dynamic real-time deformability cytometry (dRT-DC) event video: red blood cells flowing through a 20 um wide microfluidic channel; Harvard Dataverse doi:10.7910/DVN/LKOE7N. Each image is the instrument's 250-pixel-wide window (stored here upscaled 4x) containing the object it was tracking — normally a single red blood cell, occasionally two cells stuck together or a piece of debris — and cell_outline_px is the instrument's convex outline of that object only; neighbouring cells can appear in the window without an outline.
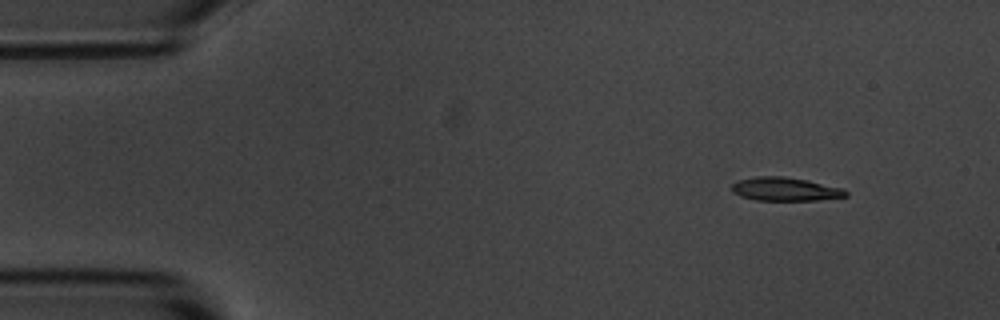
{"species": "common noctule bat (a hibernating species)", "species_latin": "Nyctalus noctula", "temperature_condition": "room temperature", "stored_images_in_passage": 5, "segment_of_instrument_passage": [1, 2], "camera_frame_rate_fps": 3000, "um_per_image_px": 0.085, "animal": {"sex": "male", "body_mass_g": 20.1, "forearm_length_mm": 53.5}, "frame": {"image": 1, "passage_image": 1, "time_ms": 0.0, "image_size_px": [1000, 320], "cell_outline_px": [[848, 196], [816, 200], [756, 200], [740, 196], [732, 192], [732, 184], [740, 180], [756, 176], [784, 176], [844, 188], [848, 192]], "centroid_in_image_um": [66.74, 16.08], "position_along_channel_um": 18.3, "area_um2": 15.49}}
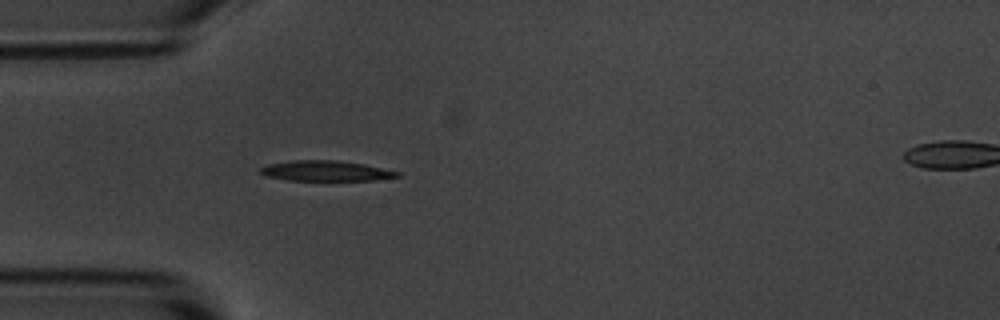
{"frame": {"image": 2, "passage_image": 4, "time_ms": 3.333, "image_size_px": [1000, 320], "cell_outline_px": [[400, 176], [376, 180], [288, 180], [268, 176], [260, 172], [260, 168], [268, 164], [292, 160], [336, 160], [364, 164], [400, 172]], "centroid_in_image_um": [27.71, 14.52], "position_along_channel_um": 57.3, "area_um2": 16.07}}